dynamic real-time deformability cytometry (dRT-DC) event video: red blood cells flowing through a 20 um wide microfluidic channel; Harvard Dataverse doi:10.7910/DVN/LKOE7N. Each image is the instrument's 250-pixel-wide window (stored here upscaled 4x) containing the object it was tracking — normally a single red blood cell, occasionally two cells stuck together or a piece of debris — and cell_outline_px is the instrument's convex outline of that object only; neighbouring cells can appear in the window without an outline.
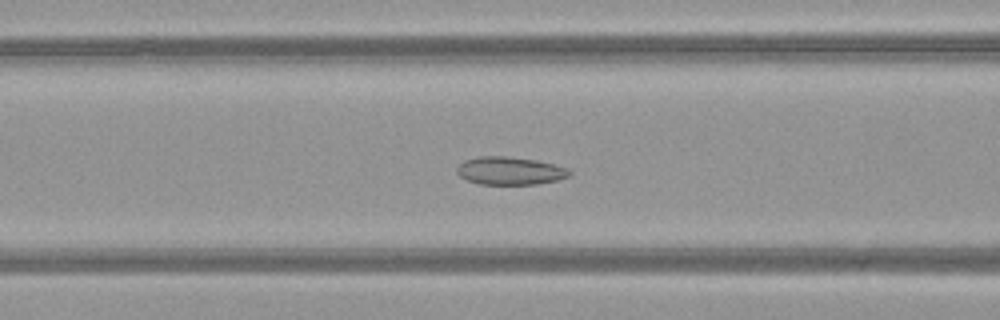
{"species": "common noctule bat (a hibernating species)", "species_latin": "Nyctalus noctula", "temperature_condition": "warm", "stored_images_in_passage": 35, "camera_frame_rate_fps": 3000, "um_per_image_px": 0.085, "animal": {"sex": "female", "body_mass_g": 21.9}, "frame": {"image": 1, "passage_image": 5, "time_ms": 1.333, "image_size_px": [1000, 320], "cell_outline_px": [[572, 176], [556, 180], [536, 184], [480, 184], [468, 180], [460, 176], [456, 172], [456, 168], [464, 160], [476, 156], [508, 156], [536, 160], [568, 168], [572, 172]], "centroid_in_image_um": [43.35, 14.51], "position_along_channel_um": 123.3, "area_um2": 18.38}}
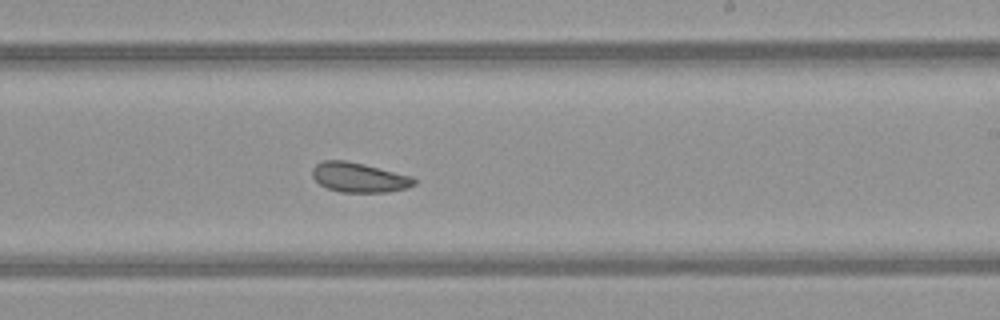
{"frame": {"image": 2, "passage_image": 15, "time_ms": 4.667, "image_size_px": [1000, 320], "cell_outline_px": [[416, 184], [408, 188], [388, 192], [340, 192], [328, 188], [320, 184], [312, 176], [312, 168], [316, 164], [324, 160], [344, 160], [364, 164], [412, 176], [416, 180]], "centroid_in_image_um": [30.53, 15.08], "position_along_channel_um": 258.5, "area_um2": 17.63}}
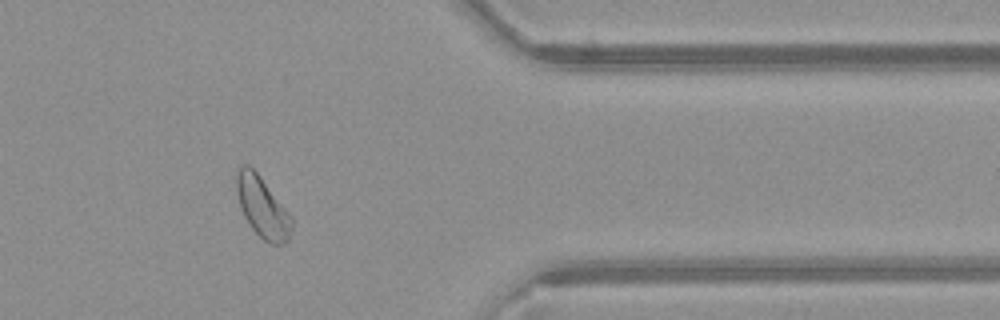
{"frame": {"image": 3, "passage_image": 26, "time_ms": 8.333, "image_size_px": [1000, 320], "cell_outline_px": [[292, 228], [288, 240], [284, 244], [268, 244], [252, 228], [244, 216], [240, 208], [236, 192], [236, 172], [240, 164], [248, 164], [260, 176], [292, 216]], "centroid_in_image_um": [22.29, 17.6], "position_along_channel_um": 389.1, "area_um2": 19.59}, "authors_computed_cell_mechanics": {"area_um2": 18.496, "velocity_mm_per_s": 4.0555, "shape_relaxation_time_tau1_ms": null, "shape_relaxation_time_tau2_ms": 5.5295, "deformation_change_tau1": null, "deformation_change_tau2": 0.117}}